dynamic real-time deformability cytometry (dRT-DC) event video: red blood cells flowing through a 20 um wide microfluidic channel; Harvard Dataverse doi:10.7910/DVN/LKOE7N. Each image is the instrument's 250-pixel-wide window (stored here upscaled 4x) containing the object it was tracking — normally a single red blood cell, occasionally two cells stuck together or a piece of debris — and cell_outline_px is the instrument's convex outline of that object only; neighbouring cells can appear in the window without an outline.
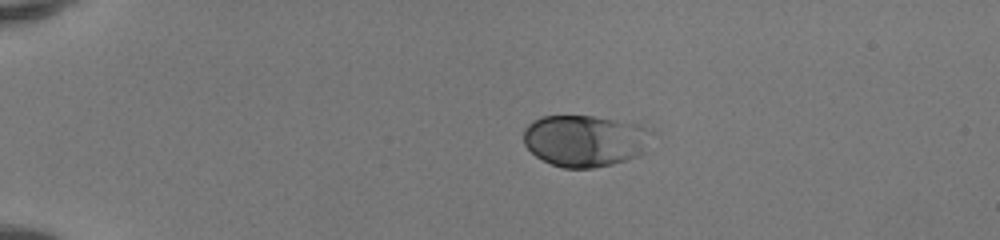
{"species": "human", "species_latin": "Homo sapiens", "temperature_condition": "room temperature", "stored_images_in_passage": 40, "camera_frame_rate_fps": 3000, "um_per_image_px": 0.085, "donor": {"sex": "female"}, "frame": {"image": 1, "passage_image": 1, "time_ms": 0.0, "image_size_px": [1000, 240], "cell_outline_px": [[644, 152], [628, 160], [612, 164], [592, 168], [564, 168], [552, 164], [536, 156], [524, 144], [524, 128], [528, 124], [540, 116], [592, 116], [616, 120], [632, 124], [644, 128]], "centroid_in_image_um": [49.58, 11.97], "position_along_channel_um": 35.4, "area_um2": 37.51}}
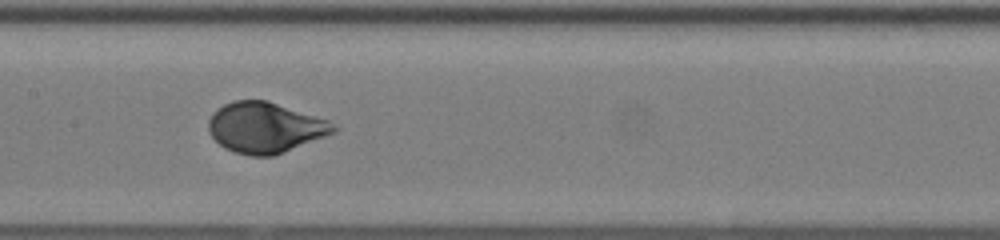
{"frame": {"image": 2, "passage_image": 17, "time_ms": 5.333, "image_size_px": [1000, 240], "cell_outline_px": [[340, 128], [336, 132], [272, 156], [248, 156], [224, 148], [208, 132], [208, 120], [216, 108], [232, 100], [268, 100], [328, 120]], "centroid_in_image_um": [22.52, 10.83], "position_along_channel_um": 184.9, "area_um2": 36.88}}
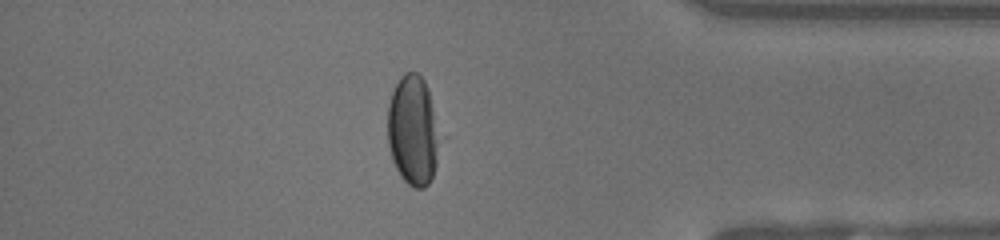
{"frame": {"image": 3, "passage_image": 34, "time_ms": 11.0, "image_size_px": [1000, 240], "cell_outline_px": [[440, 140], [436, 164], [432, 176], [428, 184], [424, 188], [416, 188], [408, 184], [400, 176], [392, 160], [388, 144], [388, 104], [392, 92], [400, 76], [404, 72], [416, 72], [424, 80], [428, 88], [440, 136]], "centroid_in_image_um": [35.1, 11.09], "position_along_channel_um": 400.1, "area_um2": 33.41}, "authors_computed_cell_mechanics": {"area_um2": 36.9342, "velocity_mm_per_s": 4.142, "shape_relaxation_time_tau1_ms": 2.4237, "shape_relaxation_time_tau2_ms": null, "deformation_change_tau1": 0.1604, "deformation_change_tau2": null}}